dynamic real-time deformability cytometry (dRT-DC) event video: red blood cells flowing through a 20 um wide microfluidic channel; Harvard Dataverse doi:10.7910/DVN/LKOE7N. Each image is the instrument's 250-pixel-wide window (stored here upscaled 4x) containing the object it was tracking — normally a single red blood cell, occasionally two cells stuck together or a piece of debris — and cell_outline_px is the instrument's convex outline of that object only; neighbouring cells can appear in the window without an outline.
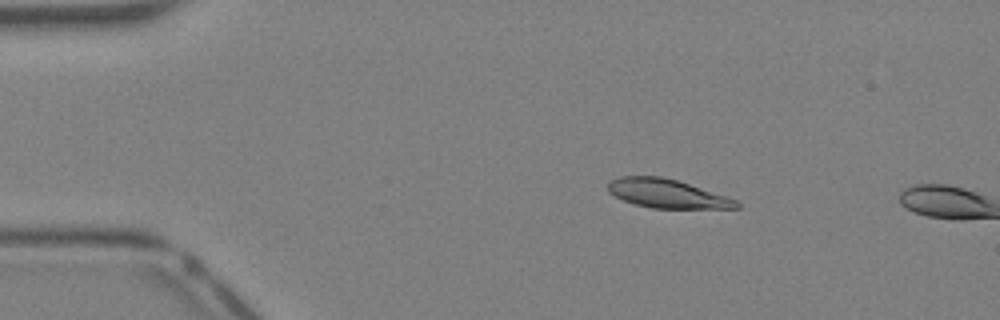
{"species": "Egyptian fruit bat (a non-hibernating species)", "species_latin": "Rousettus aegyptiacus", "temperature_condition": "warm", "stored_images_in_passage": 8, "camera_frame_rate_fps": 3000, "um_per_image_px": 0.085, "animal": {"sex": "female"}, "frame": {"image": 1, "passage_image": 6, "time_ms": 1.667, "image_size_px": [1000, 320], "cell_outline_px": [[740, 208], [652, 208], [636, 204], [624, 200], [608, 192], [608, 184], [612, 180], [620, 176], [660, 176], [676, 180], [736, 200], [740, 204]], "centroid_in_image_um": [56.67, 16.45], "position_along_channel_um": 28.3, "area_um2": 21.04}}